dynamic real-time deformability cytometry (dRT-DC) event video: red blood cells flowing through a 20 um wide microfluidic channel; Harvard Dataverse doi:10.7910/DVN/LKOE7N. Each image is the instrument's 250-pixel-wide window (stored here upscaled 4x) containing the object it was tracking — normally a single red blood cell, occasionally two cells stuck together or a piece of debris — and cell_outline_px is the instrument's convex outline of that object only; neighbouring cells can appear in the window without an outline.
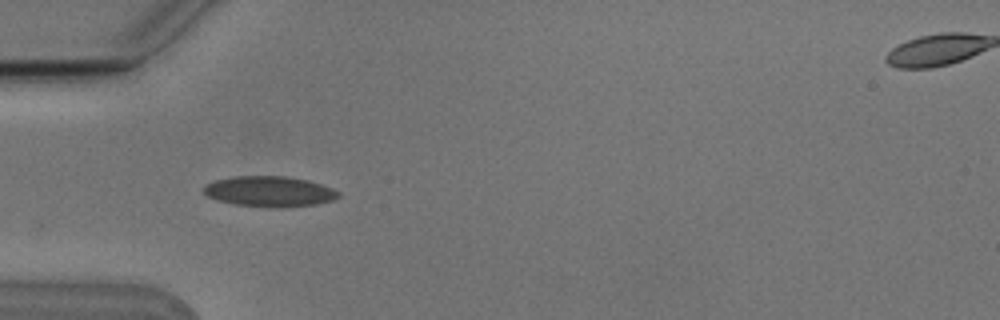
{"species": "Egyptian fruit bat (a non-hibernating species)", "species_latin": "Rousettus aegyptiacus", "temperature_condition": "cold", "stored_images_in_passage": 6, "camera_frame_rate_fps": 3000, "um_per_image_px": 0.085, "animal": {"sex": "male"}, "frame": {"image": 1, "passage_image": 4, "time_ms": 1.0, "image_size_px": [1000, 320], "cell_outline_px": [[340, 196], [332, 200], [316, 204], [280, 208], [268, 208], [236, 204], [216, 200], [208, 196], [204, 192], [204, 184], [216, 180], [236, 176], [284, 176], [308, 180], [332, 188], [340, 192]], "centroid_in_image_um": [22.91, 16.28], "position_along_channel_um": 62.1, "area_um2": 23.99}}
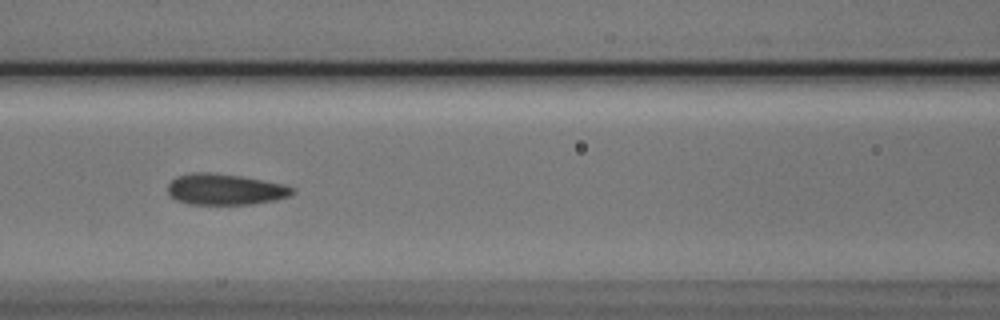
{"frame": {"image": 2, "passage_image": 6, "time_ms": 1.667, "image_size_px": [1000, 320], "cell_outline_px": [[296, 192], [288, 196], [276, 200], [248, 204], [188, 204], [176, 200], [168, 192], [168, 184], [176, 176], [192, 172], [212, 172], [240, 176], [284, 184], [296, 188]], "centroid_in_image_um": [19.14, 16.09], "position_along_channel_um": 147.5, "area_um2": 22.6}}